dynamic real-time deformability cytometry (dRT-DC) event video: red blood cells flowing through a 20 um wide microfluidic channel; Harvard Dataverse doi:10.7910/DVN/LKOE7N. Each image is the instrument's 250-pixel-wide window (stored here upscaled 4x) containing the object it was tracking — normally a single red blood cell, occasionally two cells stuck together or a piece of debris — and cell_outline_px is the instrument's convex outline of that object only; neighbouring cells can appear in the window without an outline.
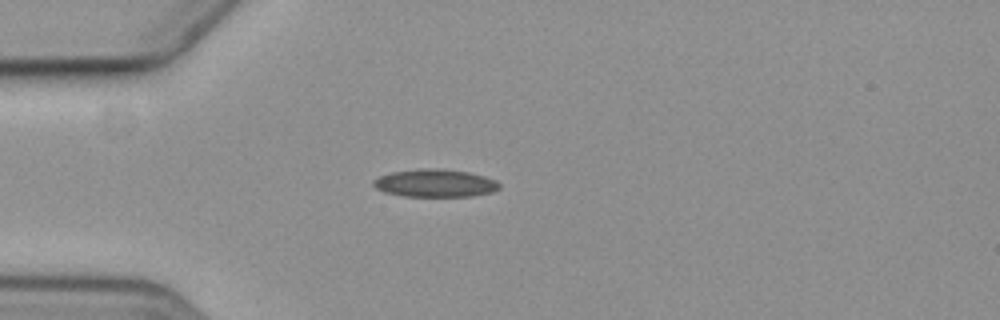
{"species": "common noctule bat (a hibernating species)", "species_latin": "Nyctalus noctula", "temperature_condition": "cold", "stored_images_in_passage": 3, "camera_frame_rate_fps": 3000, "um_per_image_px": 0.085, "animal": {"sex": "female", "body_mass_g": 19.3, "forearm_length_mm": 54.1}, "frame": {"image": 1, "passage_image": 3, "time_ms": 2.333, "image_size_px": [1000, 320], "cell_outline_px": [[500, 188], [492, 192], [472, 196], [404, 196], [384, 192], [376, 188], [372, 184], [372, 180], [380, 176], [392, 172], [416, 168], [444, 168], [468, 172], [484, 176], [496, 180], [500, 184]], "centroid_in_image_um": [36.98, 15.55], "position_along_channel_um": 48.0, "area_um2": 20.58}}